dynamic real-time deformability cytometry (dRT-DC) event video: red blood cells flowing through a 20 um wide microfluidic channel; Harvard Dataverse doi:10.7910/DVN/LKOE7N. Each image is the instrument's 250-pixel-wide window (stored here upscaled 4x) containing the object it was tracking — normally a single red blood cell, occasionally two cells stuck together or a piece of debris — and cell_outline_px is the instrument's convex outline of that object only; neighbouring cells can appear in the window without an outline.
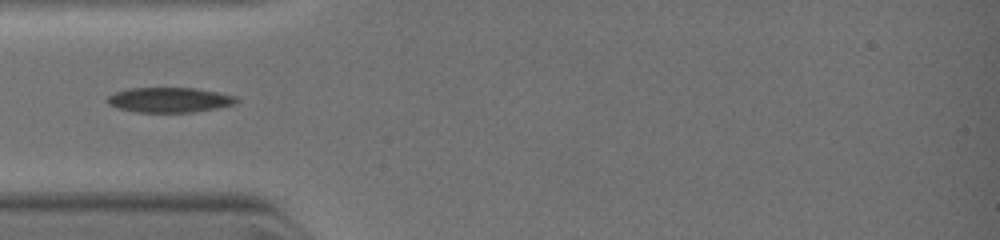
{"species": "common noctule bat (a hibernating species)", "species_latin": "Nyctalus noctula", "temperature_condition": "warm", "stored_images_in_passage": 6, "camera_frame_rate_fps": 3000, "um_per_image_px": 0.085, "animal": {"sex": "female", "body_mass_g": 19.0, "forearm_length_mm": 51.5}, "frame": {"image": 1, "passage_image": 1, "time_ms": 0.0, "image_size_px": [1000, 240], "cell_outline_px": [[240, 100], [232, 104], [220, 108], [192, 112], [136, 112], [120, 108], [108, 104], [108, 96], [116, 92], [128, 88], [196, 88], [236, 96]], "centroid_in_image_um": [14.43, 8.49], "position_along_channel_um": 70.6, "area_um2": 18.67}}